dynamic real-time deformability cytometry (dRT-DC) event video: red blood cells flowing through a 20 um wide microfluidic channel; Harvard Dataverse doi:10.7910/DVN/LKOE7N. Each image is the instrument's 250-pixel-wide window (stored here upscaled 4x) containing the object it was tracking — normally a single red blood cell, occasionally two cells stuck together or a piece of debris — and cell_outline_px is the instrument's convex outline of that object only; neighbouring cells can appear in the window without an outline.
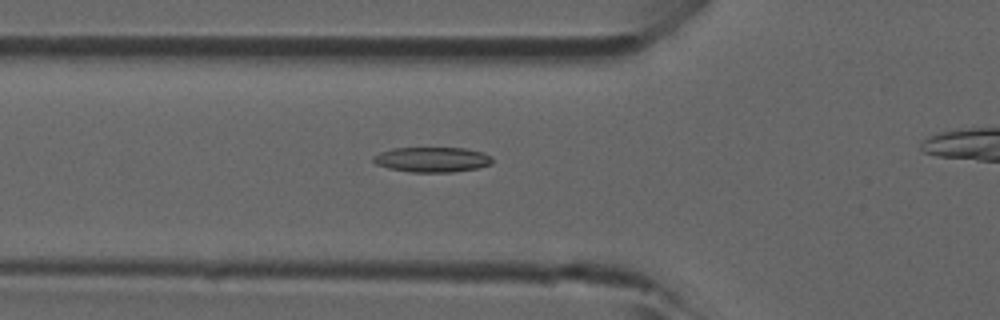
{"species": "common noctule bat (a hibernating species)", "species_latin": "Nyctalus noctula", "temperature_condition": "room temperature", "stored_images_in_passage": 27, "camera_frame_rate_fps": 3000, "um_per_image_px": 0.085, "animal": {"sex": "male", "forearm_length_mm": 52.5}, "frame": {"image": 1, "passage_image": 5, "time_ms": 1.333, "image_size_px": [1000, 320], "cell_outline_px": [[492, 164], [476, 168], [452, 172], [408, 172], [388, 168], [376, 164], [372, 160], [372, 156], [380, 152], [392, 148], [464, 148], [484, 152], [492, 156]], "centroid_in_image_um": [36.72, 13.56], "position_along_channel_um": 89.1, "area_um2": 17.51}}
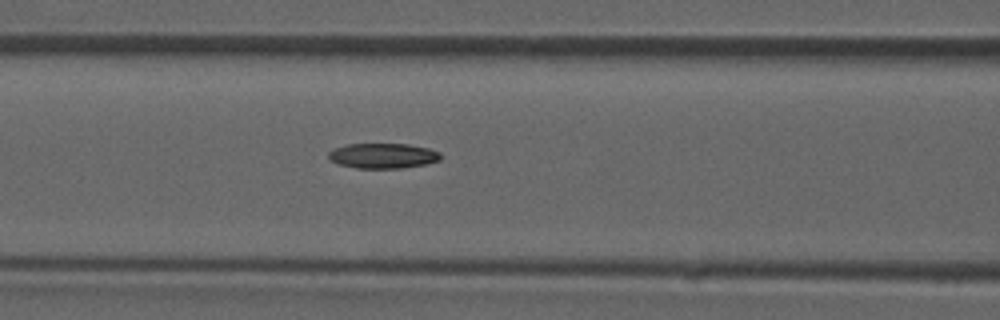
{"frame": {"image": 2, "passage_image": 8, "time_ms": 2.333, "image_size_px": [1000, 320], "cell_outline_px": [[440, 160], [424, 164], [400, 168], [356, 168], [340, 164], [332, 160], [328, 156], [328, 152], [336, 148], [348, 144], [408, 144], [428, 148], [440, 152]], "centroid_in_image_um": [32.56, 13.23], "position_along_channel_um": 134.0, "area_um2": 16.18}}